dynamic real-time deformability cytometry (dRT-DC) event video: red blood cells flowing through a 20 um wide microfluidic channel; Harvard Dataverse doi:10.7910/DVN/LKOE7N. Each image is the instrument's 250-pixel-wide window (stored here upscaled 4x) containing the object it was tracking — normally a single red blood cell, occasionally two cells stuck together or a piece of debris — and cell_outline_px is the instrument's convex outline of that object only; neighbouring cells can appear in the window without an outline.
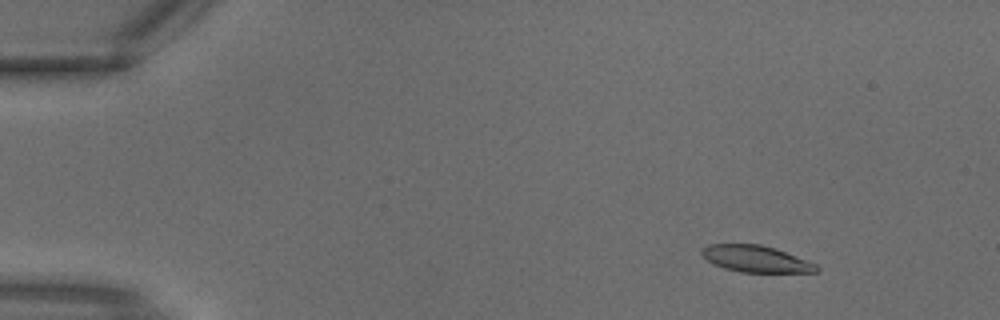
{"species": "common noctule bat (a hibernating species)", "species_latin": "Nyctalus noctula", "temperature_condition": "warm", "stored_images_in_passage": 2, "camera_frame_rate_fps": 3000, "um_per_image_px": 0.085, "animal": {"sex": "male", "body_mass_g": 18.8}, "frame": {"image": 1, "passage_image": 1, "time_ms": 0.0, "image_size_px": [1000, 320], "cell_outline_px": [[820, 268], [816, 272], [740, 272], [724, 268], [708, 260], [700, 252], [700, 248], [708, 244], [760, 244], [776, 248], [816, 264]], "centroid_in_image_um": [64.24, 21.99], "position_along_channel_um": 20.8, "area_um2": 17.69}}